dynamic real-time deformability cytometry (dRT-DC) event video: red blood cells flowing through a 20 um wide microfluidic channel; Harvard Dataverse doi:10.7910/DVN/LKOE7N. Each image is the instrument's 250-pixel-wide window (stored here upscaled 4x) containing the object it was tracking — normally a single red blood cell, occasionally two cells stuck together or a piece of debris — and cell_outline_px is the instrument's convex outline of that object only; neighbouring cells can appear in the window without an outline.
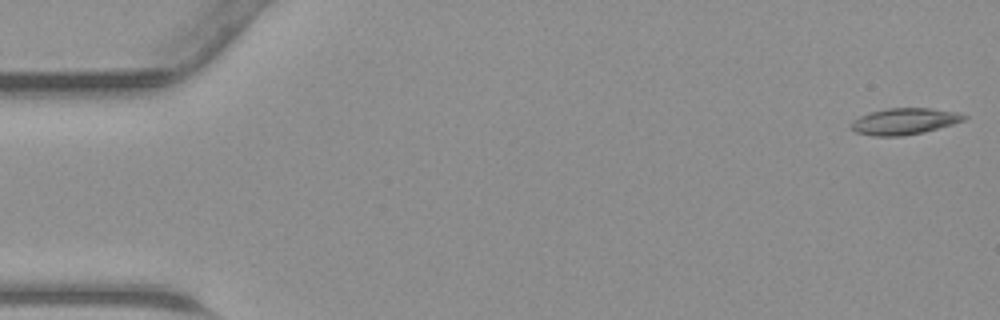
{"species": "common noctule bat (a hibernating species)", "species_latin": "Nyctalus noctula", "temperature_condition": "warm", "stored_images_in_passage": 45, "camera_frame_rate_fps": 3000, "um_per_image_px": 0.085, "animal": {"sex": "male", "body_mass_g": 23.1, "forearm_length_mm": 52.7}, "frame": {"image": 1, "passage_image": 1, "time_ms": 0.0, "image_size_px": [1000, 320], "cell_outline_px": [[968, 116], [964, 120], [952, 124], [924, 132], [900, 136], [872, 136], [856, 132], [852, 128], [852, 120], [868, 112], [888, 108], [932, 108], [956, 112]], "centroid_in_image_um": [76.85, 10.3], "position_along_channel_um": 8.1, "area_um2": 17.28}}
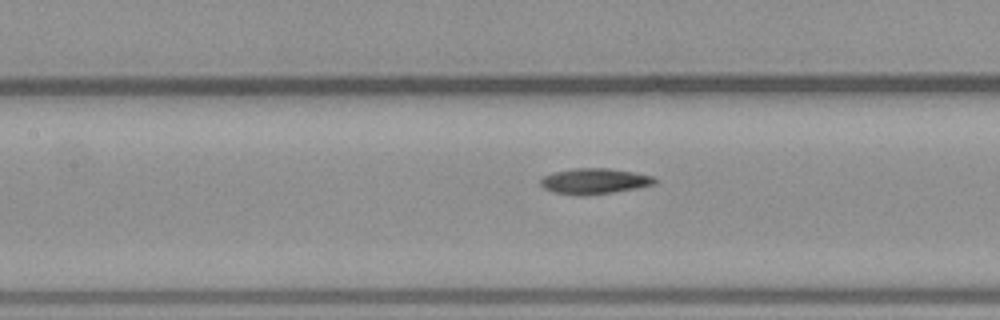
{"frame": {"image": 2, "passage_image": 20, "time_ms": 6.333, "image_size_px": [1000, 320], "cell_outline_px": [[660, 180], [656, 184], [636, 188], [612, 192], [584, 196], [580, 196], [552, 192], [544, 188], [540, 184], [540, 180], [544, 176], [556, 172], [576, 168], [608, 168], [632, 172], [652, 176]], "centroid_in_image_um": [50.54, 15.41], "position_along_channel_um": 156.9, "area_um2": 17.05}}
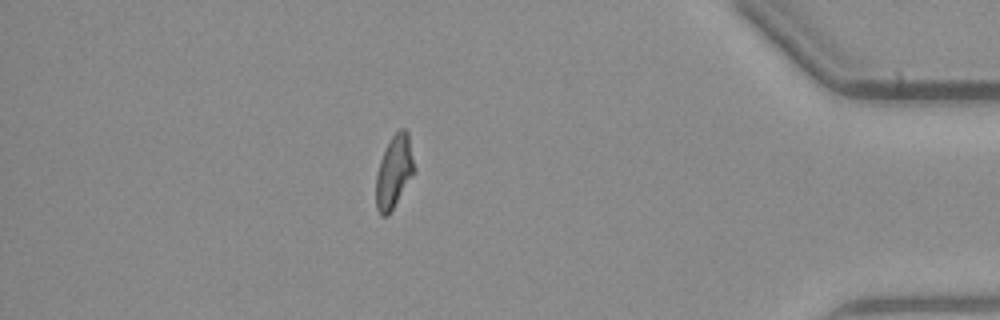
{"frame": {"image": 3, "passage_image": 39, "time_ms": 12.667, "image_size_px": [1000, 320], "cell_outline_px": [[416, 172], [388, 216], [380, 216], [376, 208], [376, 176], [380, 160], [392, 136], [400, 128], [404, 128], [408, 132], [416, 168]], "centroid_in_image_um": [33.52, 14.62], "position_along_channel_um": 401.7, "area_um2": 16.42}}